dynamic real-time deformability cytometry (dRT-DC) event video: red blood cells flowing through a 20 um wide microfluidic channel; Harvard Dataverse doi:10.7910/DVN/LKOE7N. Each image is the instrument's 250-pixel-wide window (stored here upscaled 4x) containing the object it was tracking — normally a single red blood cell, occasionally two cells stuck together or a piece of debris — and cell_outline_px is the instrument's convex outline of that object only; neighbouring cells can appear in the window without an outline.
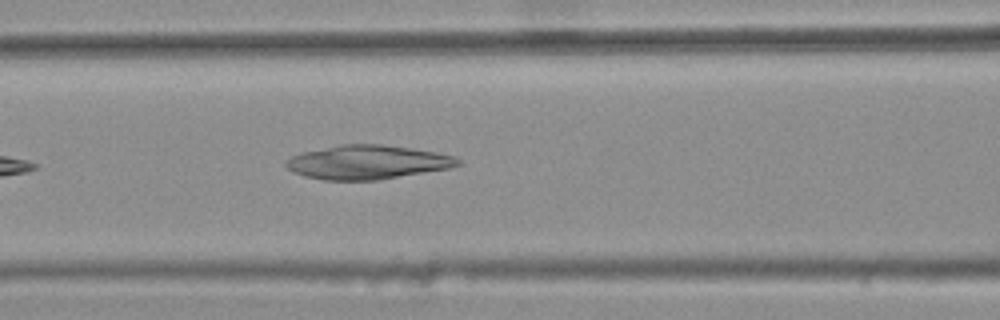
{"species": "common noctule bat (a hibernating species)", "species_latin": "Nyctalus noctula", "temperature_condition": "warm", "stored_images_in_passage": 5, "camera_frame_rate_fps": 3000, "um_per_image_px": 0.085, "animal": {"sex": "female", "body_mass_g": 25.1}, "frame": {"image": 1, "passage_image": 5, "time_ms": 1.333, "image_size_px": [1000, 320], "cell_outline_px": [[460, 164], [448, 168], [380, 180], [324, 180], [304, 176], [292, 172], [284, 164], [284, 160], [300, 152], [340, 144], [384, 144], [412, 148], [436, 152], [456, 156], [460, 160]], "centroid_in_image_um": [31.19, 13.78], "position_along_channel_um": 135.4, "area_um2": 34.28}}